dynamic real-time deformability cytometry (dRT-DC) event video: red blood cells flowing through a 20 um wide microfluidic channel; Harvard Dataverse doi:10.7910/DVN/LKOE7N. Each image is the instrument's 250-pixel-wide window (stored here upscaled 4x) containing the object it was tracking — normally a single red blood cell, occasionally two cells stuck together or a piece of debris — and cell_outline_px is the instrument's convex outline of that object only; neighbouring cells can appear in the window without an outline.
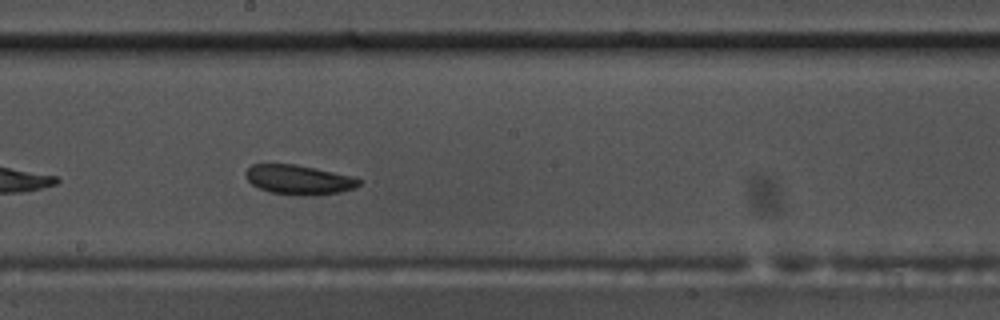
{"species": "common noctule bat (a hibernating species)", "species_latin": "Nyctalus noctula", "temperature_condition": "warm", "stored_images_in_passage": 21, "camera_frame_rate_fps": 3000, "um_per_image_px": 0.085, "animal": {"sex": "male", "body_mass_g": 17.5, "forearm_length_mm": 52.3}, "frame": {"image": 1, "passage_image": 15, "time_ms": 4.667, "image_size_px": [1000, 320], "cell_outline_px": [[364, 180], [360, 184], [352, 188], [340, 192], [316, 196], [312, 196], [268, 192], [252, 184], [244, 176], [244, 172], [252, 164], [296, 164], [316, 168], [352, 176]], "centroid_in_image_um": [25.4, 15.27], "position_along_channel_um": 222.8, "area_um2": 19.59}}